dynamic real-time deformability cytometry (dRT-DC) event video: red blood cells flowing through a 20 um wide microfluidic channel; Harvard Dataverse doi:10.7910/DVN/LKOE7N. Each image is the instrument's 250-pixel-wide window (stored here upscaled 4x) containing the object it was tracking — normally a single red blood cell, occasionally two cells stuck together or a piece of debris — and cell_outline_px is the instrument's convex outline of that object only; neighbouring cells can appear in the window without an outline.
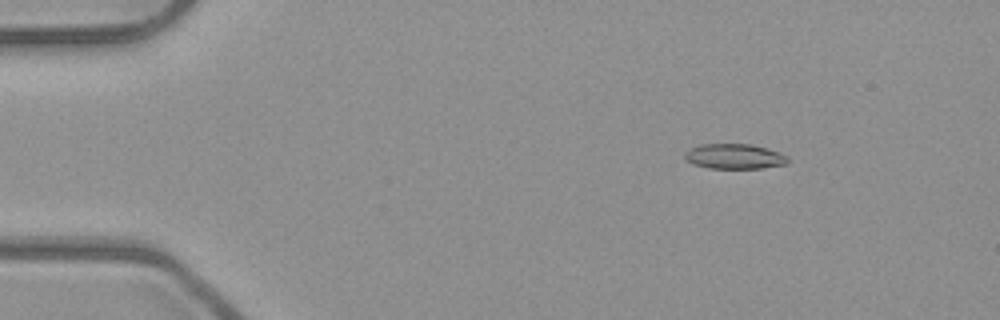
{"species": "common noctule bat (a hibernating species)", "species_latin": "Nyctalus noctula", "temperature_condition": "room temperature", "stored_images_in_passage": 53, "camera_frame_rate_fps": 3000, "um_per_image_px": 0.085, "animal": {"sex": "male", "body_mass_g": 23.1, "forearm_length_mm": 52.7}, "frame": {"image": 1, "passage_image": 8, "time_ms": 2.333, "image_size_px": [1000, 320], "cell_outline_px": [[788, 164], [760, 168], [708, 168], [692, 164], [684, 156], [684, 152], [688, 148], [700, 144], [748, 144], [780, 152], [788, 156]], "centroid_in_image_um": [62.4, 13.29], "position_along_channel_um": 22.6, "area_um2": 15.09}}
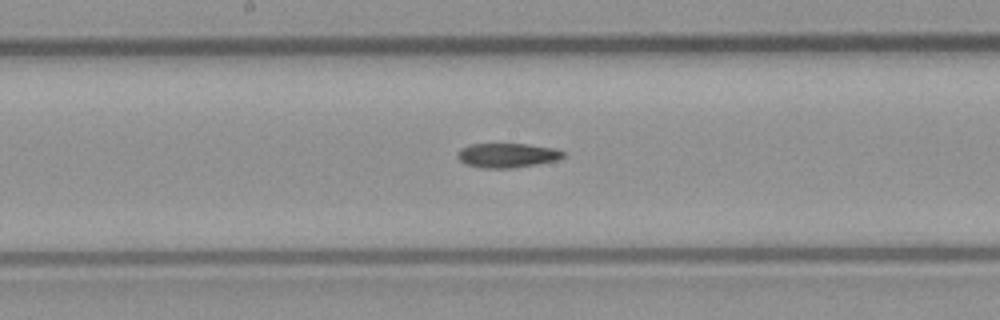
{"frame": {"image": 2, "passage_image": 28, "time_ms": 9.0, "image_size_px": [1000, 320], "cell_outline_px": [[564, 156], [556, 160], [536, 164], [512, 168], [484, 168], [464, 164], [456, 156], [456, 152], [460, 148], [472, 144], [528, 144], [556, 148], [564, 152]], "centroid_in_image_um": [43.08, 13.2], "position_along_channel_um": 205.1, "area_um2": 15.09}}
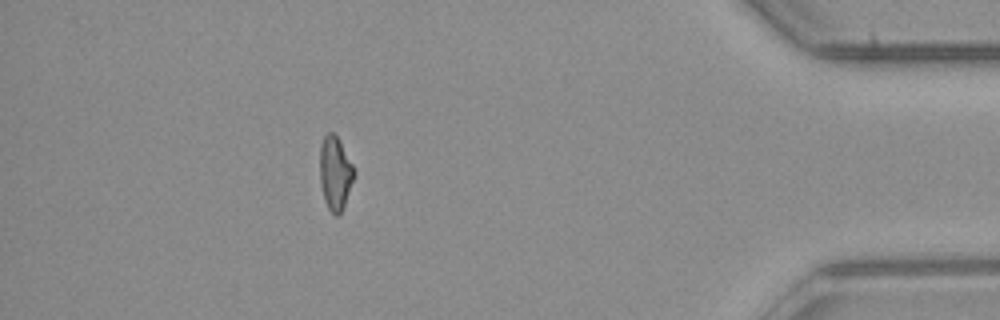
{"frame": {"image": 3, "passage_image": 47, "time_ms": 15.333, "image_size_px": [1000, 320], "cell_outline_px": [[356, 172], [340, 216], [336, 216], [328, 208], [324, 200], [320, 184], [320, 148], [324, 136], [328, 132], [332, 132], [336, 136], [352, 164]], "centroid_in_image_um": [28.48, 14.75], "position_along_channel_um": 406.7, "area_um2": 14.51}}